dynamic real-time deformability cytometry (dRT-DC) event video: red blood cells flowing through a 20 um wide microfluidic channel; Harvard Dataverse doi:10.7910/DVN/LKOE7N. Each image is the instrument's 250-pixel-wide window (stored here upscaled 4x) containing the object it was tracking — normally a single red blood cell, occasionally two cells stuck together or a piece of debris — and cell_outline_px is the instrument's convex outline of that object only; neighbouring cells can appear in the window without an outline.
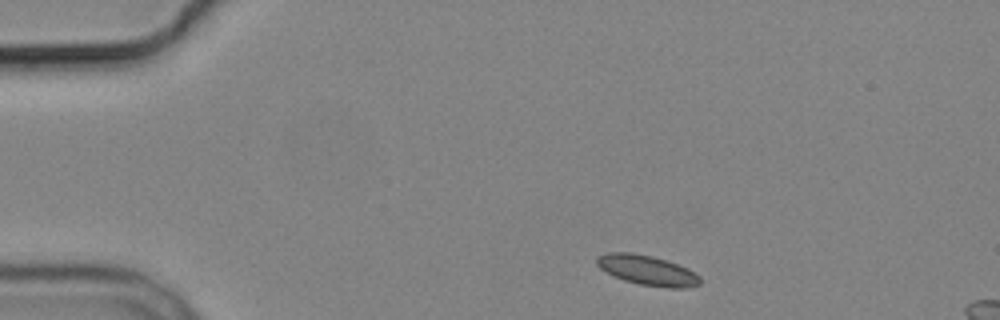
{"species": "common noctule bat (a hibernating species)", "species_latin": "Nyctalus noctula", "temperature_condition": "cold", "stored_images_in_passage": 4, "camera_frame_rate_fps": 3000, "um_per_image_px": 0.085, "animal": {"sex": "male", "body_mass_g": 19.2, "forearm_length_mm": 51.8}, "frame": {"image": 1, "passage_image": 1, "time_ms": 0.0, "image_size_px": [1000, 320], "cell_outline_px": [[700, 284], [684, 288], [668, 288], [640, 284], [624, 280], [600, 268], [596, 264], [596, 256], [608, 252], [632, 252], [652, 256], [688, 268], [696, 272], [700, 276]], "centroid_in_image_um": [55.03, 22.96], "position_along_channel_um": 30.0, "area_um2": 17.92}}